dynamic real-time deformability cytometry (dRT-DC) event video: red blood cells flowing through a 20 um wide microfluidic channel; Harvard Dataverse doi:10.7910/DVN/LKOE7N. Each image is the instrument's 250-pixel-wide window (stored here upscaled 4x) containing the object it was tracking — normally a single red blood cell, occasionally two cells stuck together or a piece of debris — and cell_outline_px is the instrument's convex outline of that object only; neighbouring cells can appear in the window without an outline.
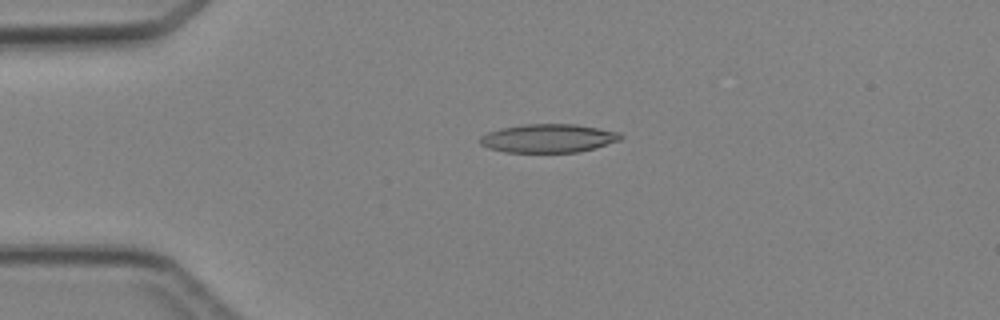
{"species": "Egyptian fruit bat (a non-hibernating species)", "species_latin": "Rousettus aegyptiacus", "temperature_condition": "cold", "stored_images_in_passage": 4, "camera_frame_rate_fps": 3000, "um_per_image_px": 0.085, "animal": {"sex": "female"}, "frame": {"image": 1, "passage_image": 3, "time_ms": 2.333, "image_size_px": [1000, 320], "cell_outline_px": [[624, 136], [620, 140], [596, 148], [576, 152], [504, 152], [488, 148], [480, 144], [480, 136], [488, 132], [500, 128], [524, 124], [576, 124], [600, 128], [620, 132]], "centroid_in_image_um": [46.62, 11.75], "position_along_channel_um": 38.4, "area_um2": 23.52}}